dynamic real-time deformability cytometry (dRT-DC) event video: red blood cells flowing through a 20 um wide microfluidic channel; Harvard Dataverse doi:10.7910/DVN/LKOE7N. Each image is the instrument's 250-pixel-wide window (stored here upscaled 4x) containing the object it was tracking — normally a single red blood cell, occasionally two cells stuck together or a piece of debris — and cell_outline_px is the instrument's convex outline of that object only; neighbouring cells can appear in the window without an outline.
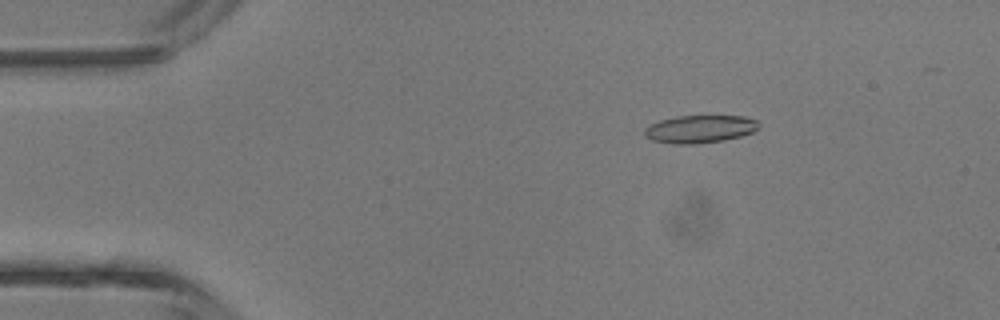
{"species": "common noctule bat (a hibernating species)", "species_latin": "Nyctalus noctula", "temperature_condition": "room temperature", "stored_images_in_passage": 5, "camera_frame_rate_fps": 3000, "um_per_image_px": 0.085, "animal": {"sex": "male", "body_mass_g": 13.3}, "frame": {"image": 1, "passage_image": 2, "time_ms": 1.333, "image_size_px": [1000, 320], "cell_outline_px": [[760, 128], [752, 132], [740, 136], [724, 140], [696, 144], [672, 144], [652, 140], [644, 136], [644, 128], [660, 120], [676, 116], [744, 116], [756, 120], [760, 124]], "centroid_in_image_um": [59.49, 10.97], "position_along_channel_um": 25.5, "area_um2": 18.55}}
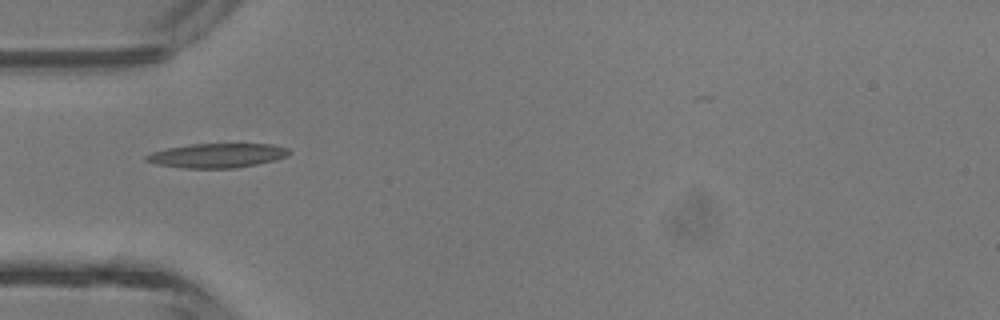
{"frame": {"image": 2, "passage_image": 4, "time_ms": 3.667, "image_size_px": [1000, 320], "cell_outline_px": [[292, 152], [284, 156], [272, 160], [256, 164], [232, 168], [184, 168], [156, 164], [144, 160], [144, 156], [152, 152], [168, 148], [188, 144], [272, 144], [288, 148]], "centroid_in_image_um": [18.41, 13.21], "position_along_channel_um": 66.6, "area_um2": 20.06}}
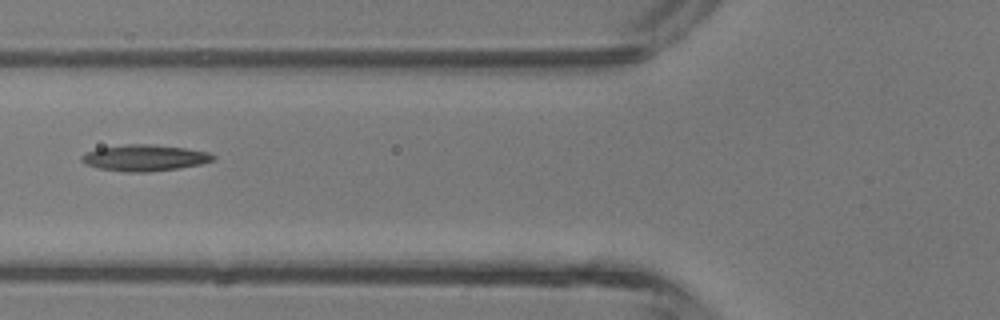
{"frame": {"image": 3, "passage_image": 5, "time_ms": 4.667, "image_size_px": [1000, 320], "cell_outline_px": [[216, 160], [200, 164], [180, 168], [148, 172], [124, 172], [96, 168], [84, 164], [80, 160], [80, 156], [96, 148], [124, 144], [148, 144], [184, 148], [208, 152], [216, 156]], "centroid_in_image_um": [12.26, 13.42], "position_along_channel_um": 113.5, "area_um2": 20.35}}